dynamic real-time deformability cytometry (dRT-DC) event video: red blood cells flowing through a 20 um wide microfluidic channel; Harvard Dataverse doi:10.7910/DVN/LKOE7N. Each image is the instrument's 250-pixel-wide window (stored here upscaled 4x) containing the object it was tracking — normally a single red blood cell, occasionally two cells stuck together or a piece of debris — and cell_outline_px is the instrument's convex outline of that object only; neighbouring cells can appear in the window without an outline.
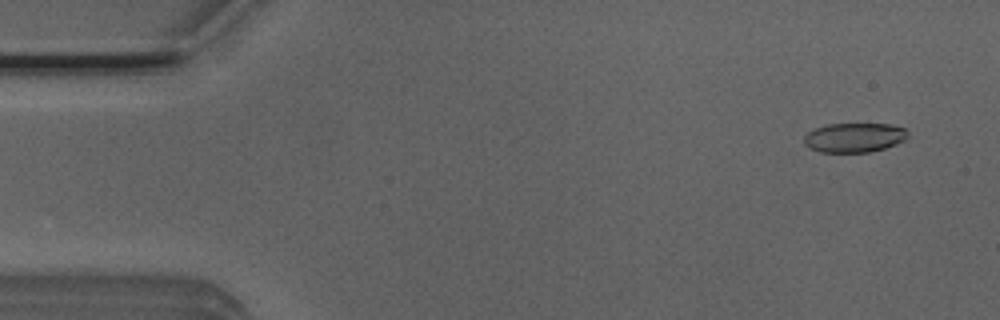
{"species": "Egyptian fruit bat (a non-hibernating species)", "species_latin": "Rousettus aegyptiacus", "temperature_condition": "room temperature", "stored_images_in_passage": 53, "camera_frame_rate_fps": 3000, "um_per_image_px": 0.085, "animal": {"sex": "male"}, "frame": {"image": 1, "passage_image": 4, "time_ms": 1.0, "image_size_px": [1000, 320], "cell_outline_px": [[908, 136], [904, 140], [896, 144], [884, 148], [868, 152], [820, 152], [808, 148], [804, 144], [804, 136], [808, 132], [816, 128], [828, 124], [888, 124], [904, 128], [908, 132]], "centroid_in_image_um": [72.59, 11.7], "position_along_channel_um": 12.4, "area_um2": 17.74}}
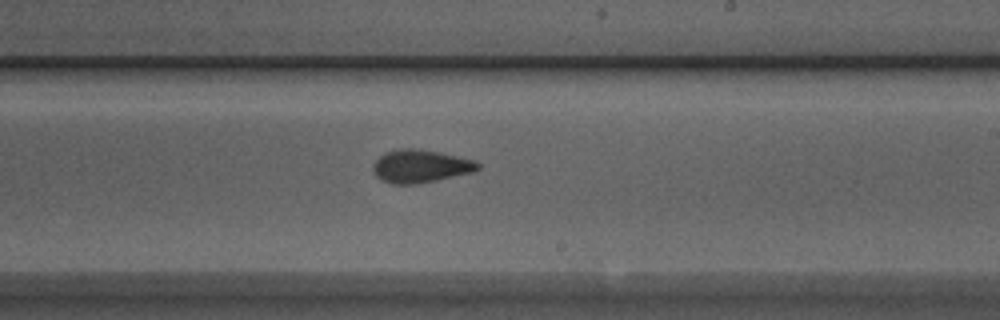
{"frame": {"image": 2, "passage_image": 31, "time_ms": 10.0, "image_size_px": [1000, 320], "cell_outline_px": [[480, 168], [472, 172], [436, 180], [416, 184], [392, 184], [380, 180], [376, 176], [372, 168], [372, 164], [384, 152], [404, 148], [412, 148], [440, 152], [476, 160], [480, 164]], "centroid_in_image_um": [35.72, 14.12], "position_along_channel_um": 253.3, "area_um2": 20.17}}
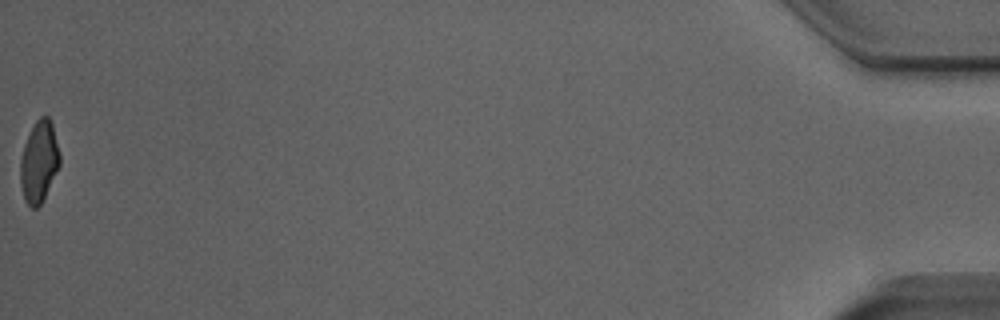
{"frame": {"image": 3, "passage_image": 53, "time_ms": 17.333, "image_size_px": [1000, 320], "cell_outline_px": [[60, 164], [40, 204], [36, 208], [32, 208], [24, 200], [20, 184], [20, 160], [24, 144], [28, 132], [36, 120], [40, 116], [48, 116], [52, 124], [60, 156]], "centroid_in_image_um": [3.29, 13.72], "position_along_channel_um": 431.9, "area_um2": 18.55}, "authors_computed_cell_mechanics": {"area_um2": 19.4786, "velocity_mm_per_s": 3.9152, "shape_relaxation_time_tau1_ms": 5.776, "shape_relaxation_time_tau2_ms": 1.5702, "deformation_change_tau1": 0.1744, "deformation_change_tau2": 0.0711}}